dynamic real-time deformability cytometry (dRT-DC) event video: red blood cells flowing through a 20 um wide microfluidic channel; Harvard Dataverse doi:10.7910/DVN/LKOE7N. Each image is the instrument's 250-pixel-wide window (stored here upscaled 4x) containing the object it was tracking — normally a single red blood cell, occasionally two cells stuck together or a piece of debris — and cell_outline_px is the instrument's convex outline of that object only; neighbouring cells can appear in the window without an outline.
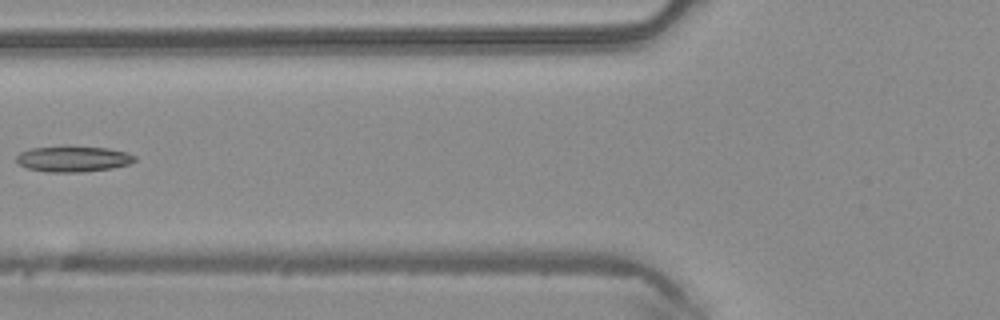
{"species": "common noctule bat (a hibernating species)", "species_latin": "Nyctalus noctula", "temperature_condition": "warm", "stored_images_in_passage": 5, "camera_frame_rate_fps": 3000, "um_per_image_px": 0.085, "animal": {"sex": "male", "body_mass_g": 20.4}, "frame": {"image": 1, "passage_image": 5, "time_ms": 1.333, "image_size_px": [1000, 320], "cell_outline_px": [[136, 160], [128, 164], [112, 168], [84, 172], [44, 172], [28, 168], [20, 164], [16, 160], [16, 156], [20, 152], [32, 148], [64, 144], [68, 144], [108, 148], [124, 152], [136, 156]], "centroid_in_image_um": [6.19, 13.47], "position_along_channel_um": 119.6, "area_um2": 18.32}}